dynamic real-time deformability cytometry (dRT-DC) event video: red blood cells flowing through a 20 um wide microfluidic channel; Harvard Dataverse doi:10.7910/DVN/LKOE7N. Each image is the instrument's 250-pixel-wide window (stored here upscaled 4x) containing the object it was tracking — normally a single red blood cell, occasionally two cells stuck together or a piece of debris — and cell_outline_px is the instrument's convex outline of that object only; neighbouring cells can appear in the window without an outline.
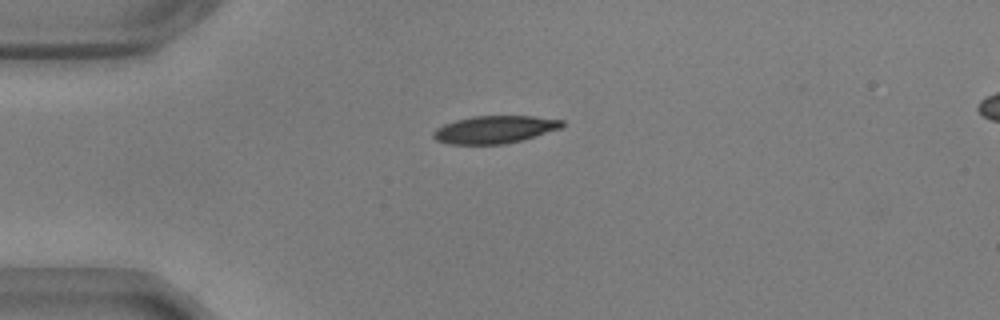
{"species": "common noctule bat (a hibernating species)", "species_latin": "Nyctalus noctula", "temperature_condition": "warm", "stored_images_in_passage": 43, "camera_frame_rate_fps": 3000, "um_per_image_px": 0.085, "animal": {"sex": "male", "body_mass_g": 17.9, "forearm_length_mm": 54.2}, "frame": {"image": 1, "passage_image": 1, "time_ms": 0.0, "image_size_px": [1000, 320], "cell_outline_px": [[564, 124], [560, 128], [524, 140], [504, 144], [448, 144], [436, 140], [432, 136], [432, 132], [436, 128], [444, 124], [456, 120], [472, 116], [532, 116], [564, 120]], "centroid_in_image_um": [42.03, 11.01], "position_along_channel_um": 43.0, "area_um2": 20.75}}
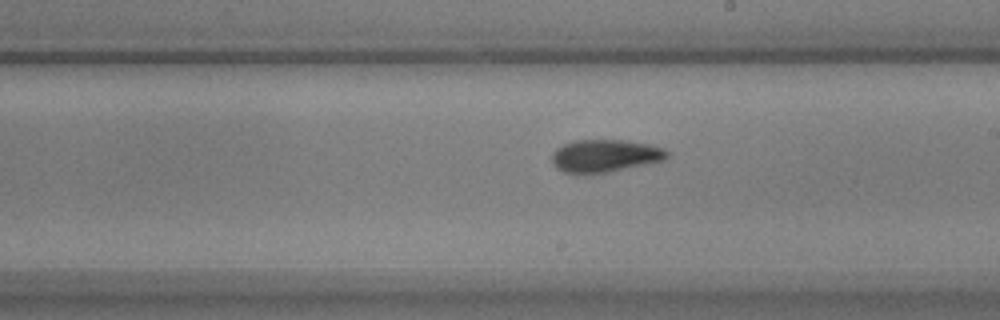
{"frame": {"image": 2, "passage_image": 19, "time_ms": 6.0, "image_size_px": [1000, 320], "cell_outline_px": [[672, 152], [664, 160], [608, 172], [564, 172], [556, 168], [552, 164], [552, 152], [556, 148], [564, 144], [576, 140], [624, 140], [652, 144], [664, 148]], "centroid_in_image_um": [51.46, 13.22], "position_along_channel_um": 237.5, "area_um2": 21.79}}
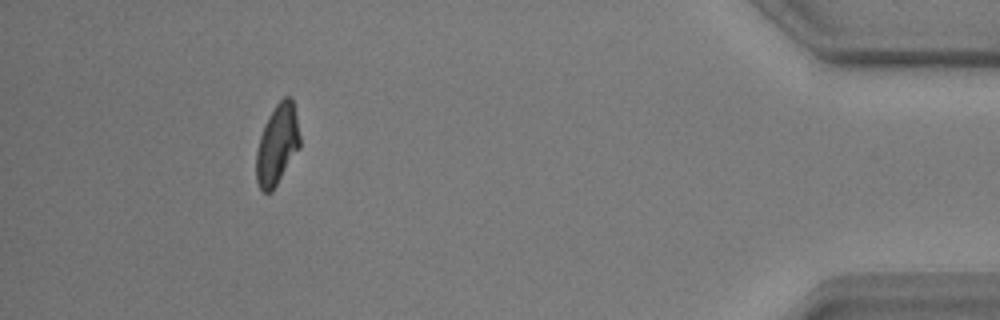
{"frame": {"image": 3, "passage_image": 38, "time_ms": 12.333, "image_size_px": [1000, 320], "cell_outline_px": [[300, 148], [272, 192], [264, 192], [260, 188], [256, 180], [256, 152], [260, 136], [264, 124], [268, 116], [276, 104], [284, 96], [292, 96], [300, 136]], "centroid_in_image_um": [23.56, 12.28], "position_along_channel_um": 411.6, "area_um2": 20.52}, "authors_computed_cell_mechanics": {"area_um2": 21.2126, "velocity_mm_per_s": 3.6353, "shape_relaxation_time_tau1_ms": 4.4087, "shape_relaxation_time_tau2_ms": 2.3015, "deformation_change_tau1": 0.1833, "deformation_change_tau2": 0.0905}}